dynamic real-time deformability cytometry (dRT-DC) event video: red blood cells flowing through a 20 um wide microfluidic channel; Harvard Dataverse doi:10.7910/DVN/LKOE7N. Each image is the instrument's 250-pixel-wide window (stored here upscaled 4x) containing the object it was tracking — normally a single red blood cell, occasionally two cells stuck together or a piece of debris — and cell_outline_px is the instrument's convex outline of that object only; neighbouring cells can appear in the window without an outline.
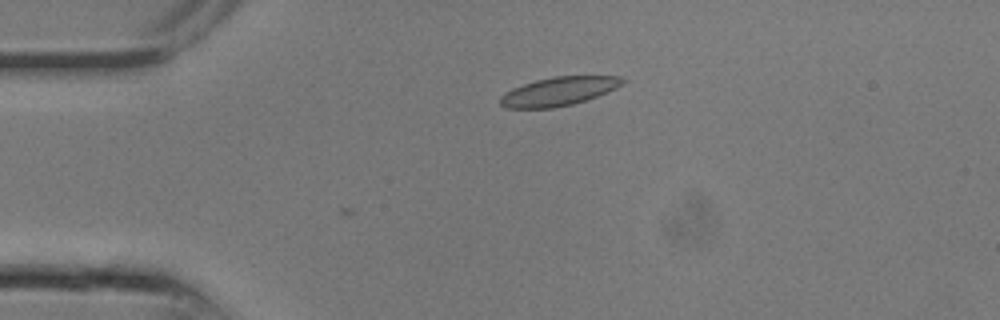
{"species": "common noctule bat (a hibernating species)", "species_latin": "Nyctalus noctula", "temperature_condition": "room temperature", "stored_images_in_passage": 3, "camera_frame_rate_fps": 3000, "um_per_image_px": 0.085, "animal": {"sex": "male", "body_mass_g": 13.3}, "frame": {"image": 1, "passage_image": 1, "time_ms": 0.0, "image_size_px": [1000, 320], "cell_outline_px": [[628, 80], [616, 88], [596, 96], [572, 104], [552, 108], [508, 108], [500, 104], [500, 96], [512, 88], [536, 80], [556, 76], [620, 76]], "centroid_in_image_um": [47.5, 7.76], "position_along_channel_um": 37.5, "area_um2": 20.23}}